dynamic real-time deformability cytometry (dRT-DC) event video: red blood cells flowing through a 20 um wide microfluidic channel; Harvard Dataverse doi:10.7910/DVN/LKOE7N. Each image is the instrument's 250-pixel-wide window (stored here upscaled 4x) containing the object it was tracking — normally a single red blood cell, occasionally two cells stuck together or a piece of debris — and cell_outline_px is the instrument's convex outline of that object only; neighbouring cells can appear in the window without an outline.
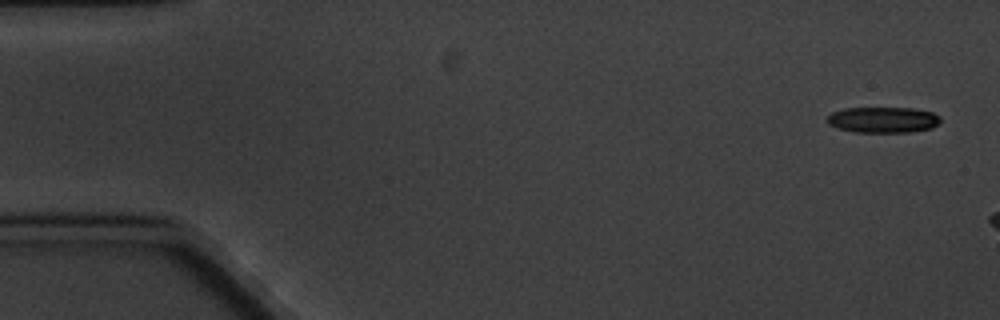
{"species": "common noctule bat (a hibernating species)", "species_latin": "Nyctalus noctula", "temperature_condition": "cold", "stored_images_in_passage": 3, "camera_frame_rate_fps": 3000, "um_per_image_px": 0.085, "animal": {"sex": "male", "body_mass_g": 20.1, "forearm_length_mm": 53.5}, "frame": {"image": 1, "passage_image": 1, "time_ms": 0.0, "image_size_px": [1000, 320], "cell_outline_px": [[940, 124], [932, 128], [908, 132], [856, 132], [836, 128], [828, 124], [828, 116], [832, 112], [844, 108], [912, 108], [932, 112], [940, 116]], "centroid_in_image_um": [75.07, 10.18], "position_along_channel_um": 9.9, "area_um2": 17.11}}